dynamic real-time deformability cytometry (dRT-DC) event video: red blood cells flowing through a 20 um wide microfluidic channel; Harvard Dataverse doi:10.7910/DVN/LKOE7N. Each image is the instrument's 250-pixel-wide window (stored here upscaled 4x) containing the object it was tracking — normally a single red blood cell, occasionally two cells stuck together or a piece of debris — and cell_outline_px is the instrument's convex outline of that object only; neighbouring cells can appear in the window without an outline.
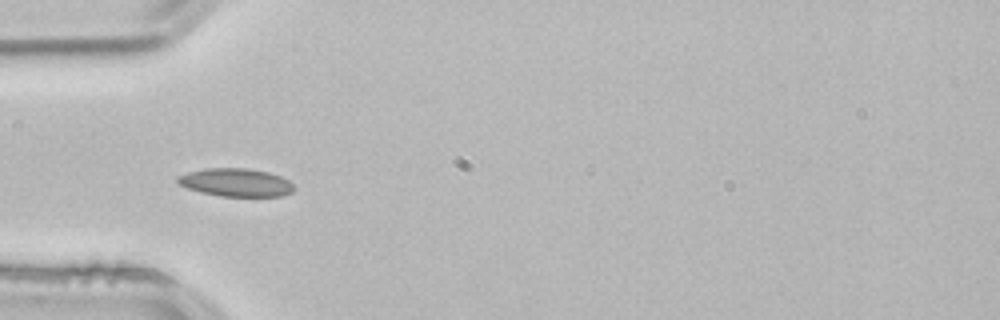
{"species": "common noctule bat (a hibernating species)", "species_latin": "Nyctalus noctula", "temperature_condition": "room temperature", "stored_images_in_passage": 11, "camera_frame_rate_fps": 3000, "um_per_image_px": 0.085, "animal": {"sex": "male", "body_mass_g": 21.5, "forearm_length_mm": 52.0}, "frame": {"image": 1, "passage_image": 4, "time_ms": 1.0, "image_size_px": [1000, 320], "cell_outline_px": [[296, 188], [292, 192], [284, 196], [220, 196], [200, 192], [188, 188], [180, 184], [176, 180], [176, 176], [188, 172], [204, 168], [248, 168], [268, 172], [280, 176], [288, 180]], "centroid_in_image_um": [20.06, 15.5], "position_along_channel_um": 64.9, "area_um2": 19.13}}